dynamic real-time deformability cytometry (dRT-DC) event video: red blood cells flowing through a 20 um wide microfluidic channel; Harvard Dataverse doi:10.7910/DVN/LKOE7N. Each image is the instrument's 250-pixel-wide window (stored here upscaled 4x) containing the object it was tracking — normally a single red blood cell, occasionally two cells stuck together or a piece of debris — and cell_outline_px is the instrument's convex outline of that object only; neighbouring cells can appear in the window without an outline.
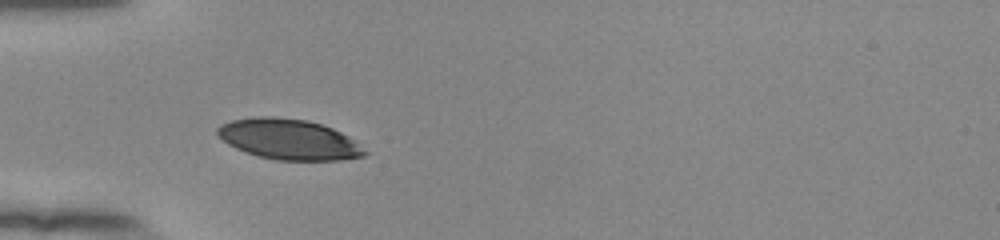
{"species": "human", "species_latin": "Homo sapiens", "temperature_condition": "room temperature", "stored_images_in_passage": 37, "camera_frame_rate_fps": 3000, "um_per_image_px": 0.085, "donor": {"sex": "female"}, "frame": {"image": 1, "passage_image": 1, "time_ms": 0.0, "image_size_px": [1000, 240], "cell_outline_px": [[368, 152], [364, 156], [340, 160], [276, 160], [256, 156], [236, 148], [228, 144], [216, 136], [216, 128], [220, 124], [232, 120], [252, 116], [272, 116], [308, 120], [332, 128], [348, 136]], "centroid_in_image_um": [24.49, 11.83], "position_along_channel_um": 60.5, "area_um2": 34.91}}
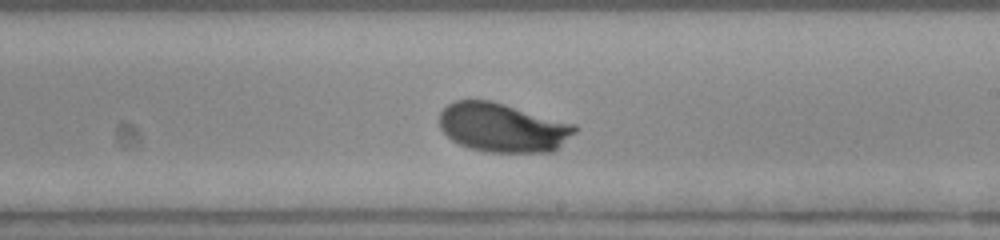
{"frame": {"image": 2, "passage_image": 16, "time_ms": 5.0, "image_size_px": [1000, 240], "cell_outline_px": [[580, 128], [576, 132], [552, 152], [488, 152], [468, 148], [452, 140], [440, 128], [440, 112], [448, 104], [456, 100], [492, 100], [576, 124]], "centroid_in_image_um": [42.75, 10.84], "position_along_channel_um": 246.3, "area_um2": 38.84}}
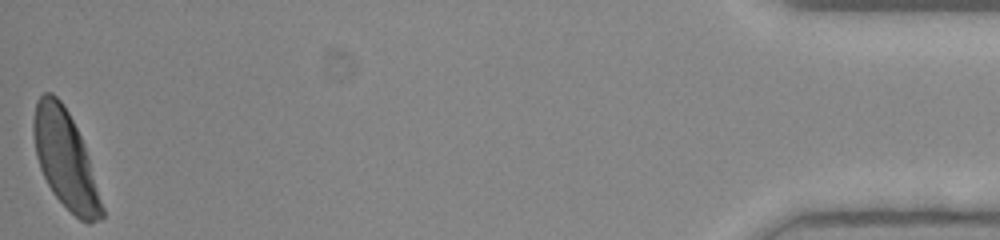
{"frame": {"image": 3, "passage_image": 37, "time_ms": 12.0, "image_size_px": [1000, 240], "cell_outline_px": [[104, 216], [100, 220], [88, 224], [80, 220], [52, 192], [40, 168], [36, 156], [32, 132], [32, 120], [36, 100], [44, 92], [52, 92], [60, 100], [68, 112], [84, 144], [88, 156], [104, 208]], "centroid_in_image_um": [5.54, 13.54], "position_along_channel_um": 429.7, "area_um2": 38.61}, "authors_computed_cell_mechanics": {"area_um2": 38.2058, "velocity_mm_per_s": 3.8544, "shape_relaxation_time_tau1_ms": 2.285, "shape_relaxation_time_tau2_ms": null, "deformation_change_tau1": 0.1193, "deformation_change_tau2": null}}